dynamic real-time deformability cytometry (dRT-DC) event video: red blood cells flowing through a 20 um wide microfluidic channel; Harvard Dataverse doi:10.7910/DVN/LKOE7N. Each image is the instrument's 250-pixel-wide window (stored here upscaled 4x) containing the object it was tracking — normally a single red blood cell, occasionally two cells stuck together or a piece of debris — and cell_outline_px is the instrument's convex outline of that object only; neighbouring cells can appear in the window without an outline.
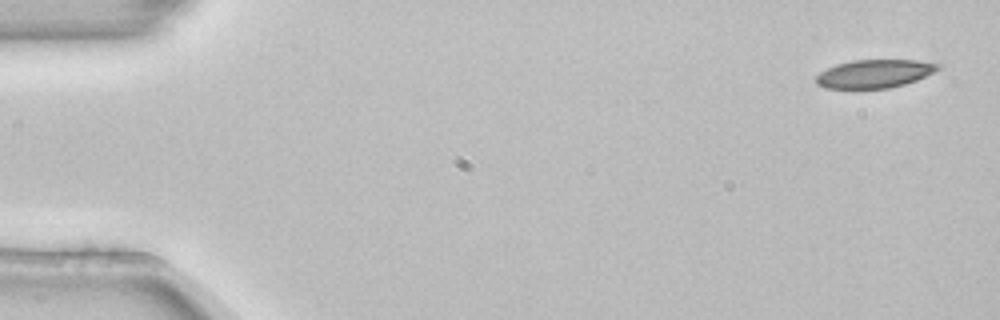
{"species": "common noctule bat (a hibernating species)", "species_latin": "Nyctalus noctula", "temperature_condition": "room temperature", "stored_images_in_passage": 3, "camera_frame_rate_fps": 3000, "um_per_image_px": 0.085, "animal": {"sex": "female", "body_mass_g": 22.7, "forearm_length_mm": 54.2}, "frame": {"image": 1, "passage_image": 1, "time_ms": 0.0, "image_size_px": [1000, 320], "cell_outline_px": [[944, 64], [940, 68], [916, 80], [904, 84], [888, 88], [824, 88], [816, 84], [816, 76], [820, 72], [836, 64], [852, 60], [916, 60]], "centroid_in_image_um": [74.32, 6.26], "position_along_channel_um": 10.7, "area_um2": 20.0}}
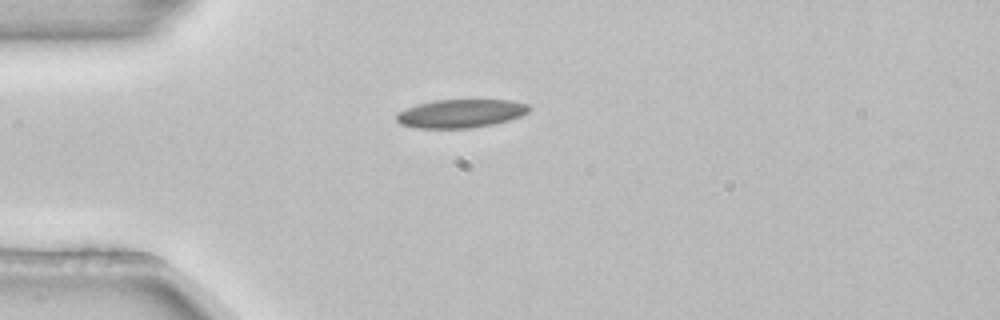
{"frame": {"image": 2, "passage_image": 3, "time_ms": 0.667, "image_size_px": [1000, 320], "cell_outline_px": [[532, 108], [528, 112], [520, 116], [508, 120], [492, 124], [472, 128], [416, 128], [400, 124], [396, 120], [396, 112], [416, 104], [436, 100], [512, 100], [528, 104]], "centroid_in_image_um": [39.14, 9.64], "position_along_channel_um": 45.9, "area_um2": 22.08}}